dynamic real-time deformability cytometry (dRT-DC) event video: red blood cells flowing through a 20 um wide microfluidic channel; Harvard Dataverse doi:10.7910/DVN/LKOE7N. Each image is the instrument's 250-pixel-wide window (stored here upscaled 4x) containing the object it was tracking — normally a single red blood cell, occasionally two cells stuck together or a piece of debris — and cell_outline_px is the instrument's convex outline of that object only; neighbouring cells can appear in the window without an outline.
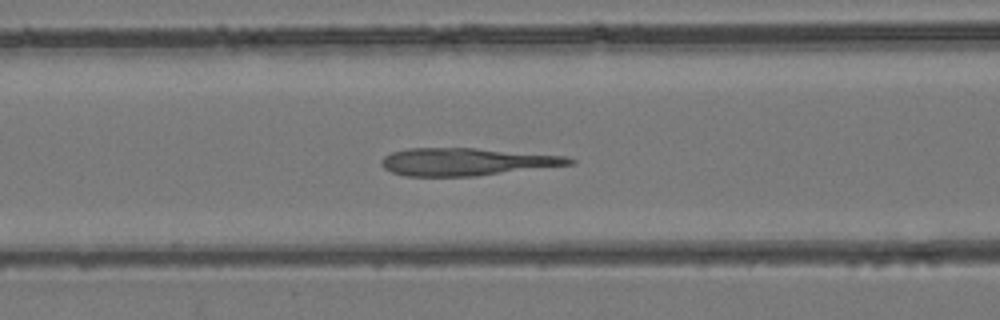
{"species": "common noctule bat (a hibernating species)", "species_latin": "Nyctalus noctula", "temperature_condition": "room temperature", "stored_images_in_passage": 35, "camera_frame_rate_fps": 3000, "um_per_image_px": 0.085, "animal": {"sex": "female", "body_mass_g": 24.6, "forearm_length_mm": 56.2}, "frame": {"image": 1, "passage_image": 19, "time_ms": 6.0, "image_size_px": [1000, 320], "cell_outline_px": [[576, 164], [476, 176], [404, 176], [392, 172], [384, 168], [380, 164], [380, 160], [384, 156], [392, 152], [408, 148], [476, 148], [568, 156], [576, 160]], "centroid_in_image_um": [39.68, 13.75], "position_along_channel_um": 126.9, "area_um2": 30.4}}
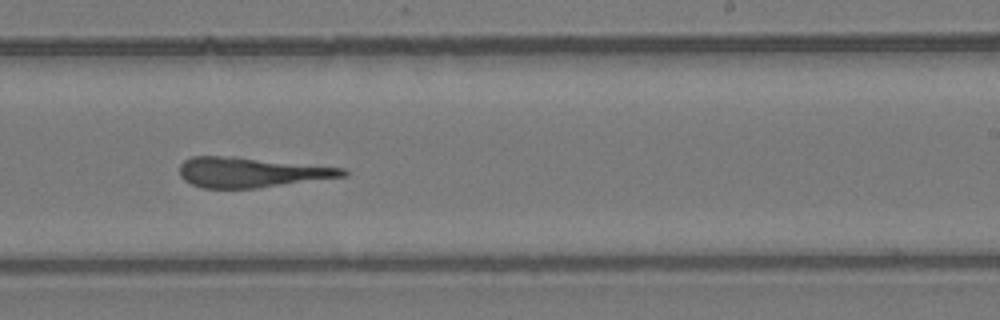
{"frame": {"image": 2, "passage_image": 28, "time_ms": 9.0, "image_size_px": [1000, 320], "cell_outline_px": [[348, 176], [256, 188], [204, 188], [192, 184], [184, 180], [180, 176], [180, 164], [184, 160], [192, 156], [236, 156], [344, 168], [348, 172]], "centroid_in_image_um": [21.35, 14.64], "position_along_channel_um": 267.6, "area_um2": 28.67}}
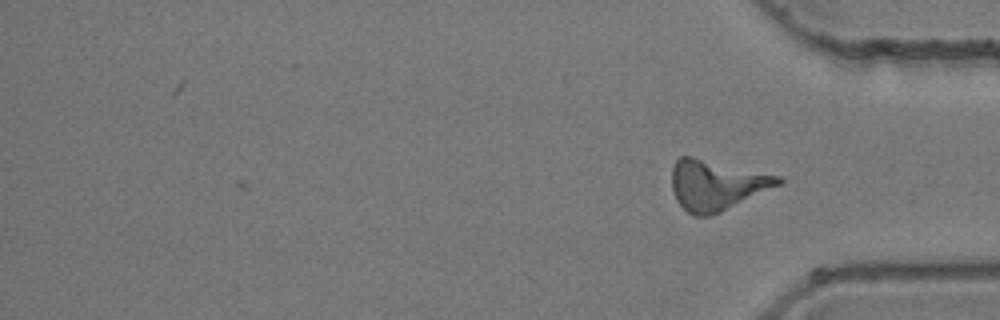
{"frame": {"image": 3, "passage_image": 35, "time_ms": 11.333, "image_size_px": [1000, 320], "cell_outline_px": [[784, 184], [720, 212], [708, 216], [696, 216], [688, 212], [676, 200], [672, 188], [672, 168], [676, 160], [680, 156], [688, 156], [780, 176], [784, 180]], "centroid_in_image_um": [60.92, 15.74], "position_along_channel_um": 374.3, "area_um2": 30.87}}